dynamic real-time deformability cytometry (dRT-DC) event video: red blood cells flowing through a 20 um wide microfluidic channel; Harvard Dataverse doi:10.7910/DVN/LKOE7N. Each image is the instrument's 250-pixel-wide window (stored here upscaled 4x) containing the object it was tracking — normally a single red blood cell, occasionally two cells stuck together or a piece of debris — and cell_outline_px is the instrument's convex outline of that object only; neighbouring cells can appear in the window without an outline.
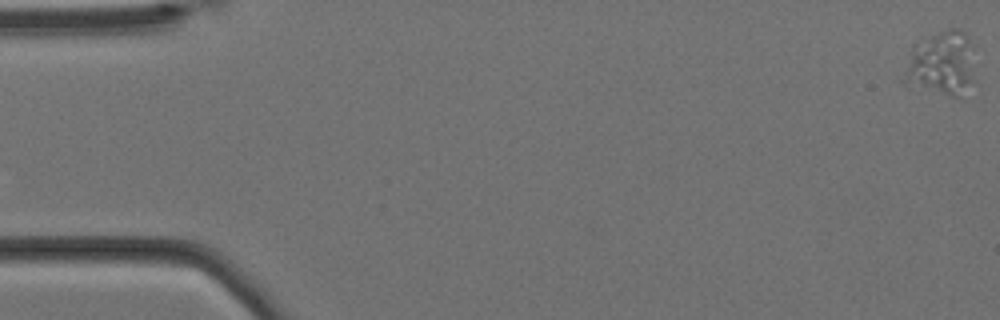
{"species": "Egyptian fruit bat (a non-hibernating species)", "species_latin": "Rousettus aegyptiacus", "temperature_condition": "cold", "stored_images_in_passage": 7, "camera_frame_rate_fps": 3000, "um_per_image_px": 0.085, "animal": {"sex": "female"}, "frame": {"image": 1, "passage_image": 1, "time_ms": 0.0, "image_size_px": [1000, 320], "cell_outline_px": [[972, 80], [964, 100], [960, 100], [908, 88], [900, 80], [912, 52], [932, 36], [948, 28], [956, 28], [964, 32], [968, 36]], "centroid_in_image_um": [79.99, 5.58], "position_along_channel_um": 5.0, "area_um2": 26.47}}
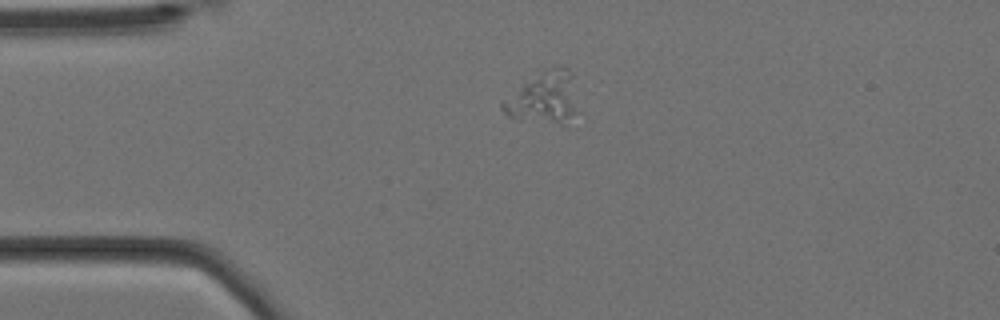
{"frame": {"image": 2, "passage_image": 5, "time_ms": 1.333, "image_size_px": [1000, 320], "cell_outline_px": [[580, 112], [560, 124], [516, 120], [508, 116], [500, 108], [500, 100], [540, 72], [548, 68], [560, 64], [568, 68], [572, 72]], "centroid_in_image_um": [46.25, 8.31], "position_along_channel_um": 38.8, "area_um2": 23.35}}
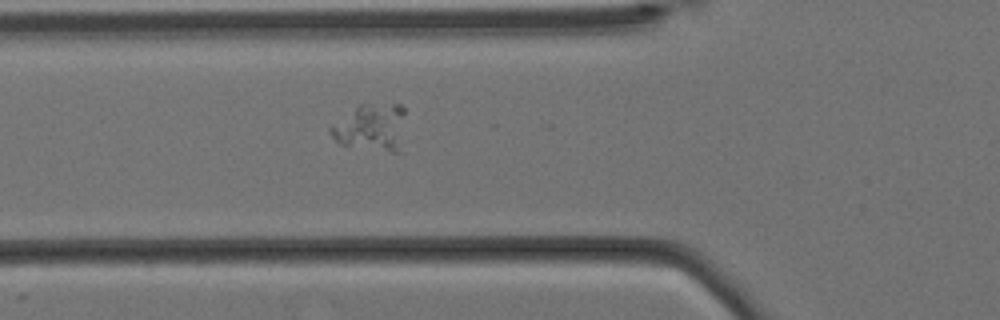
{"frame": {"image": 3, "passage_image": 7, "time_ms": 2.0, "image_size_px": [1000, 320], "cell_outline_px": [[404, 152], [392, 152], [340, 144], [332, 136], [328, 128], [360, 104], [400, 104], [404, 108]], "centroid_in_image_um": [31.64, 10.85], "position_along_channel_um": 94.2, "area_um2": 20.75}}